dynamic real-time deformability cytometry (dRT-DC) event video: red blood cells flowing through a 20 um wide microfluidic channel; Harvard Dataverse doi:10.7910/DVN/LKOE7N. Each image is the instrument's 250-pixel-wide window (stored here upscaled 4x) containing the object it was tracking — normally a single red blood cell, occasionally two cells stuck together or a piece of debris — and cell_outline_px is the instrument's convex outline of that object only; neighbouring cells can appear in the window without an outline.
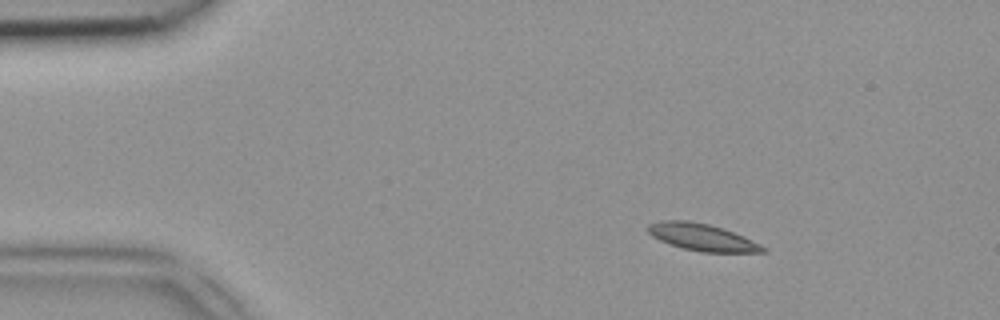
{"species": "common noctule bat (a hibernating species)", "species_latin": "Nyctalus noctula", "temperature_condition": "room temperature", "stored_images_in_passage": 41, "camera_frame_rate_fps": 3000, "um_per_image_px": 0.085, "animal": {"sex": "female", "body_mass_g": 18.4}, "frame": {"image": 1, "passage_image": 1, "time_ms": 0.0, "image_size_px": [1000, 320], "cell_outline_px": [[768, 252], [700, 252], [684, 248], [660, 240], [652, 236], [648, 232], [648, 224], [664, 220], [688, 220], [708, 224], [724, 228], [744, 236], [768, 248]], "centroid_in_image_um": [59.73, 20.16], "position_along_channel_um": 25.3, "area_um2": 18.03}}
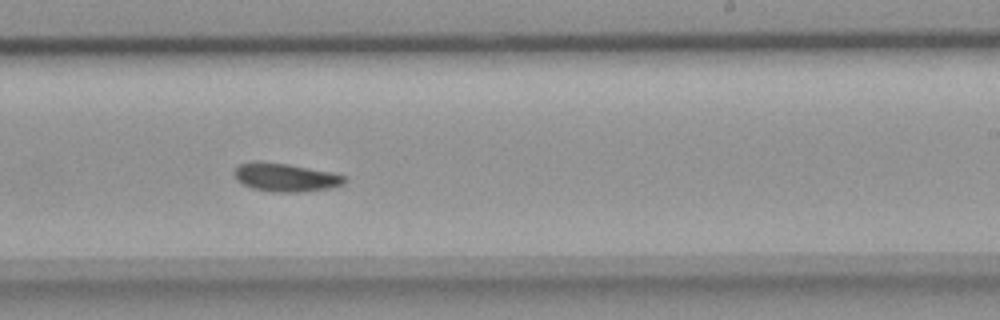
{"frame": {"image": 2, "passage_image": 23, "time_ms": 7.333, "image_size_px": [1000, 320], "cell_outline_px": [[348, 180], [344, 184], [332, 188], [304, 192], [272, 192], [252, 188], [236, 180], [236, 168], [240, 164], [260, 160], [288, 164], [332, 172], [344, 176]], "centroid_in_image_um": [24.32, 15.08], "position_along_channel_um": 264.7, "area_um2": 18.32}}
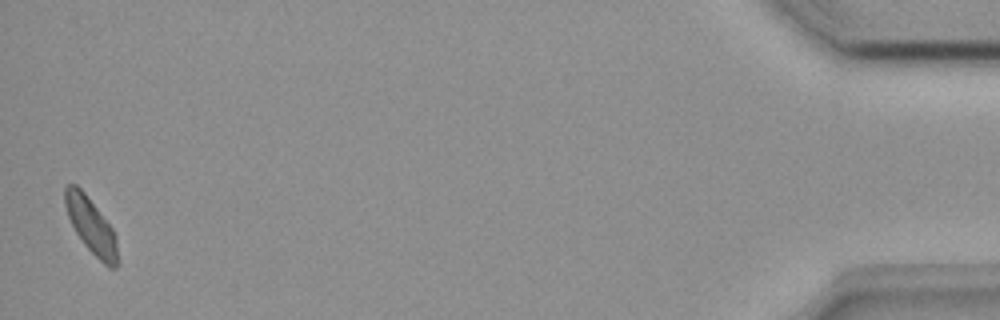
{"frame": {"image": 3, "passage_image": 41, "time_ms": 13.333, "image_size_px": [1000, 320], "cell_outline_px": [[120, 264], [116, 268], [108, 268], [84, 244], [76, 232], [68, 216], [64, 204], [64, 188], [68, 184], [76, 184], [84, 192], [112, 228], [116, 236]], "centroid_in_image_um": [7.77, 19.22], "position_along_channel_um": 427.4, "area_um2": 17.05}}